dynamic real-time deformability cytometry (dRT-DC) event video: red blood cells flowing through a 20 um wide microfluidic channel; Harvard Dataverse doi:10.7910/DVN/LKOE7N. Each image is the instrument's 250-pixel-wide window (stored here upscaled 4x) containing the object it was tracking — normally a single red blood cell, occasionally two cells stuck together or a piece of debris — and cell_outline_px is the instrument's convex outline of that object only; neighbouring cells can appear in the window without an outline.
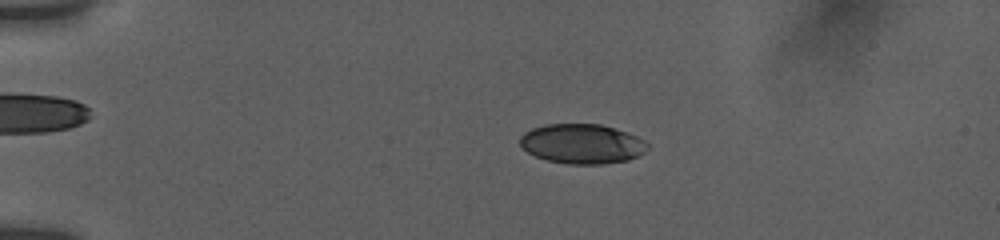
{"species": "human", "species_latin": "Homo sapiens", "temperature_condition": "room temperature", "stored_images_in_passage": 87, "camera_frame_rate_fps": 3000, "um_per_image_px": 0.085, "donor": {"sex": "female"}, "frame": {"image": 1, "passage_image": 17, "time_ms": 3.667, "image_size_px": [1000, 240], "cell_outline_px": [[648, 148], [644, 152], [628, 160], [604, 164], [568, 164], [548, 160], [536, 156], [528, 152], [520, 144], [520, 136], [524, 132], [532, 128], [544, 124], [600, 124], [636, 136], [644, 140], [648, 144]], "centroid_in_image_um": [49.45, 12.22], "position_along_channel_um": 35.5, "area_um2": 29.3}}
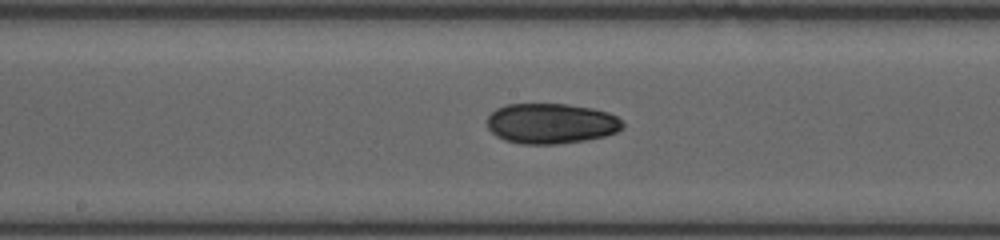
{"frame": {"image": 2, "passage_image": 47, "time_ms": 9.667, "image_size_px": [1000, 240], "cell_outline_px": [[624, 128], [616, 132], [604, 136], [584, 140], [560, 144], [520, 144], [504, 140], [496, 136], [488, 128], [488, 116], [496, 108], [508, 104], [568, 104], [592, 108], [608, 112], [616, 116], [624, 124]], "centroid_in_image_um": [46.84, 10.5], "position_along_channel_um": 201.4, "area_um2": 31.96}}
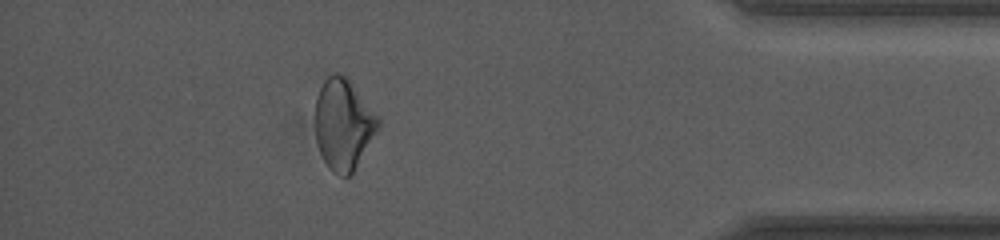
{"frame": {"image": 3, "passage_image": 74, "time_ms": 16.0, "image_size_px": [1000, 240], "cell_outline_px": [[380, 128], [352, 172], [348, 176], [340, 176], [332, 172], [328, 168], [320, 152], [316, 140], [316, 96], [324, 80], [332, 72], [340, 72], [348, 80], [380, 120]], "centroid_in_image_um": [29.17, 10.58], "position_along_channel_um": 406.0, "area_um2": 32.83}, "authors_computed_cell_mechanics": {"area_um2": 31.6744, "velocity_mm_per_s": 3.8024, "shape_relaxation_time_tau1_ms": 4.3202, "shape_relaxation_time_tau2_ms": null, "deformation_change_tau1": 0.1063, "deformation_change_tau2": null}}